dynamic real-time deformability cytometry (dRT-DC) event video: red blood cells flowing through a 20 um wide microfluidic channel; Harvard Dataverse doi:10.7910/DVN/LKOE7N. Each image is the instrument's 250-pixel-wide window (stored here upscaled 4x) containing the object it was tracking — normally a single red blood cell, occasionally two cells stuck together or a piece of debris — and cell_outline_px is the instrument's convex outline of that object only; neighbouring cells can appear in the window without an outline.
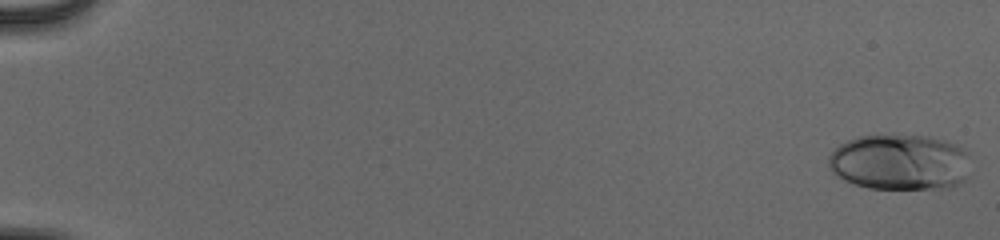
{"species": "human", "species_latin": "Homo sapiens", "temperature_condition": "cold", "stored_images_in_passage": 54, "camera_frame_rate_fps": 3000, "um_per_image_px": 0.085, "donor": {"sex": "male"}, "frame": {"image": 1, "passage_image": 1, "time_ms": 0.0, "image_size_px": [1000, 240], "cell_outline_px": [[968, 152], [964, 180], [960, 184], [940, 188], [868, 188], [844, 180], [832, 172], [828, 168], [828, 156], [840, 144], [848, 140], [860, 136], [928, 136], [944, 140], [968, 148]], "centroid_in_image_um": [76.46, 13.78], "position_along_channel_um": 8.5, "area_um2": 45.89}}
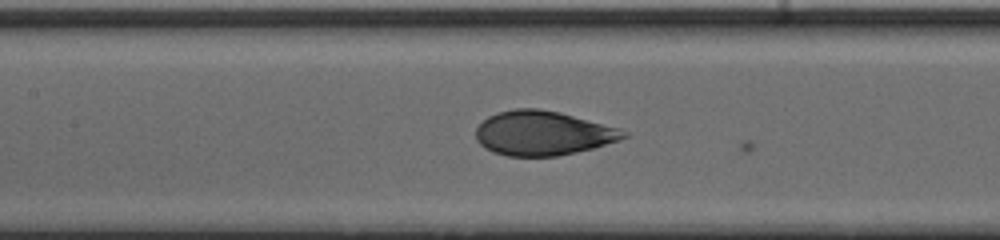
{"frame": {"image": 2, "passage_image": 28, "time_ms": 9.0, "image_size_px": [1000, 240], "cell_outline_px": [[628, 136], [620, 140], [592, 148], [576, 152], [556, 156], [508, 156], [492, 152], [484, 148], [476, 140], [476, 128], [488, 116], [496, 112], [516, 108], [536, 108], [560, 112], [620, 128], [628, 132]], "centroid_in_image_um": [46.13, 11.31], "position_along_channel_um": 161.3, "area_um2": 38.32}}
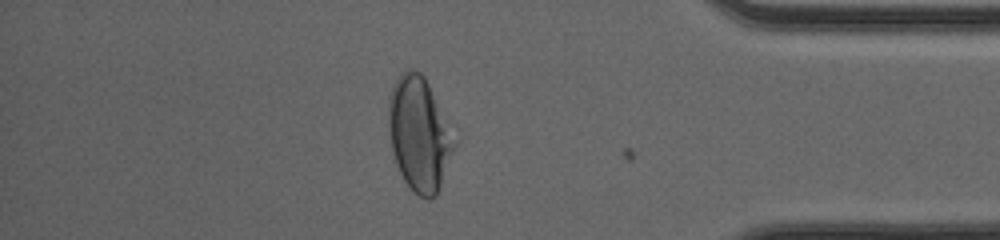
{"frame": {"image": 3, "passage_image": 48, "time_ms": 15.667, "image_size_px": [1000, 240], "cell_outline_px": [[460, 140], [440, 188], [436, 196], [432, 200], [428, 200], [420, 196], [404, 180], [396, 164], [392, 152], [388, 128], [388, 96], [392, 84], [400, 72], [408, 68], [412, 68], [420, 72], [424, 76]], "centroid_in_image_um": [35.68, 11.37], "position_along_channel_um": 399.5, "area_um2": 45.08}, "authors_computed_cell_mechanics": {"area_um2": 43.2633, "velocity_mm_per_s": 3.92, "shape_relaxation_time_tau1_ms": 3.4473, "shape_relaxation_time_tau2_ms": null, "deformation_change_tau1": 0.1897, "deformation_change_tau2": null}}